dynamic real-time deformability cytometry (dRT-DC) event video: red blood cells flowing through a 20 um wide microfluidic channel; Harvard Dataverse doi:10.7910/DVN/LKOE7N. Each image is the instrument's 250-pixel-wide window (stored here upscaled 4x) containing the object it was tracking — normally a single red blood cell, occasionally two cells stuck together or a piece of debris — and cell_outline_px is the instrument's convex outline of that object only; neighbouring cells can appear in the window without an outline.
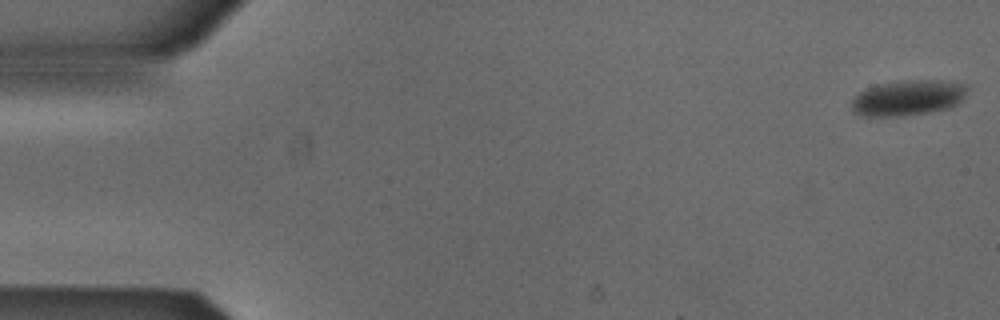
{"species": "Egyptian fruit bat (a non-hibernating species)", "species_latin": "Rousettus aegyptiacus", "temperature_condition": "cold", "stored_images_in_passage": 53, "camera_frame_rate_fps": 3000, "um_per_image_px": 0.085, "animal": {"sex": "male"}, "frame": {"image": 1, "passage_image": 1, "time_ms": 0.0, "image_size_px": [1000, 320], "cell_outline_px": [[968, 88], [964, 96], [956, 104], [948, 108], [924, 112], [884, 116], [868, 116], [852, 112], [852, 100], [860, 92], [868, 88], [880, 84], [904, 80], [928, 80], [964, 84]], "centroid_in_image_um": [77.15, 8.3], "position_along_channel_um": 7.9, "area_um2": 23.06}}
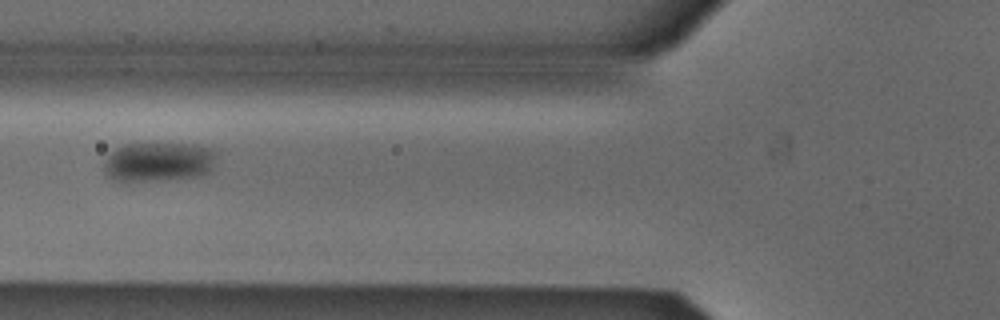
{"frame": {"image": 2, "passage_image": 20, "time_ms": 6.333, "image_size_px": [1000, 320], "cell_outline_px": [[216, 156], [212, 168], [208, 172], [200, 176], [144, 180], [120, 180], [108, 176], [104, 168], [104, 160], [116, 148], [124, 144], [200, 144], [212, 148], [216, 152]], "centroid_in_image_um": [13.52, 13.72], "position_along_channel_um": 112.3, "area_um2": 25.43}}
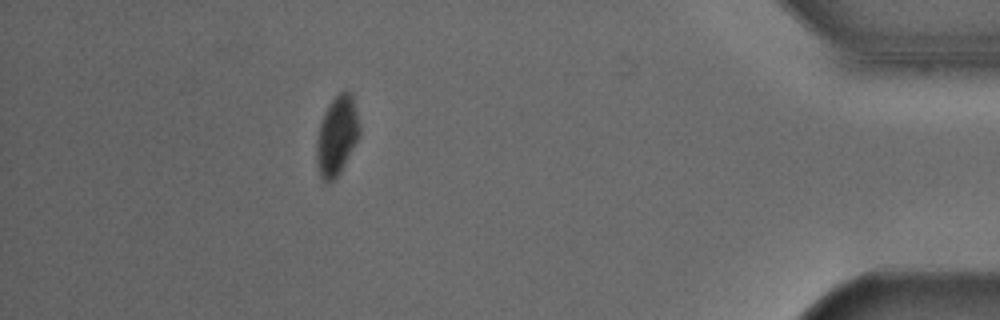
{"frame": {"image": 3, "passage_image": 47, "time_ms": 15.333, "image_size_px": [1000, 320], "cell_outline_px": [[360, 136], [340, 172], [332, 180], [324, 180], [320, 176], [316, 164], [316, 140], [320, 124], [324, 112], [332, 100], [340, 92], [352, 92], [360, 124]], "centroid_in_image_um": [28.64, 11.51], "position_along_channel_um": 406.6, "area_um2": 19.77}}